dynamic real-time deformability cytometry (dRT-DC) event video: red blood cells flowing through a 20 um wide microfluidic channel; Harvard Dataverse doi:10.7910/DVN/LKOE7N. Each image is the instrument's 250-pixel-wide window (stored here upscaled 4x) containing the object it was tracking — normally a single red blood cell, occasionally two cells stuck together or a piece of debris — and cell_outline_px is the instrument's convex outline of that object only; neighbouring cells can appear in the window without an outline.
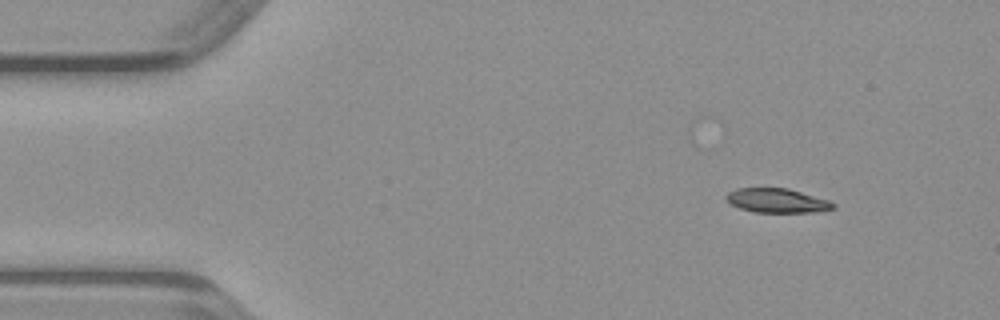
{"species": "common noctule bat (a hibernating species)", "species_latin": "Nyctalus noctula", "temperature_condition": "warm", "stored_images_in_passage": 44, "camera_frame_rate_fps": 3000, "um_per_image_px": 0.085, "animal": {"sex": "male", "body_mass_g": 23.1, "forearm_length_mm": 52.7}, "frame": {"image": 1, "passage_image": 1, "time_ms": 0.0, "image_size_px": [1000, 320], "cell_outline_px": [[836, 208], [816, 212], [752, 212], [740, 208], [724, 200], [724, 196], [728, 192], [736, 188], [788, 188], [828, 200], [836, 204]], "centroid_in_image_um": [66.02, 17.05], "position_along_channel_um": 19.0, "area_um2": 15.2}}
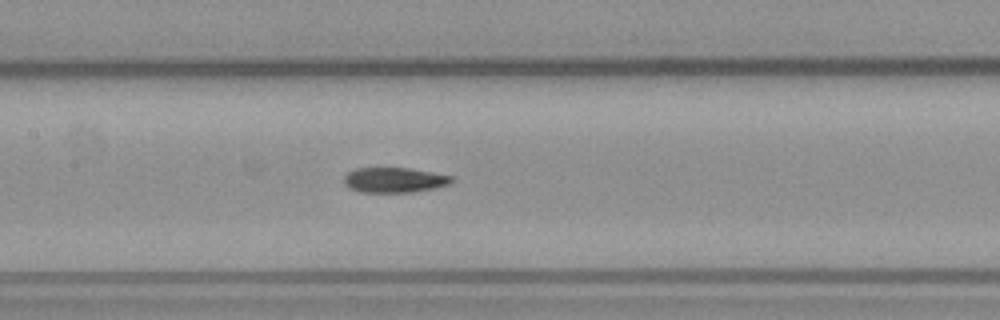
{"frame": {"image": 2, "passage_image": 18, "time_ms": 5.667, "image_size_px": [1000, 320], "cell_outline_px": [[456, 180], [452, 184], [436, 188], [412, 192], [360, 192], [348, 188], [344, 184], [344, 176], [348, 172], [356, 168], [408, 168], [452, 176]], "centroid_in_image_um": [33.54, 15.31], "position_along_channel_um": 173.9, "area_um2": 15.9}}
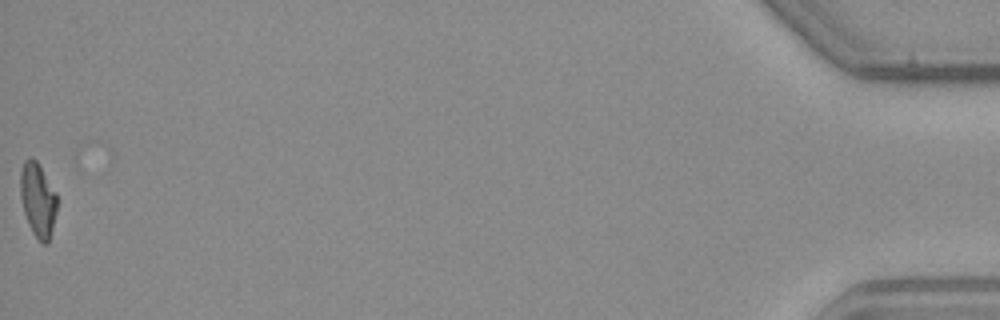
{"frame": {"image": 3, "passage_image": 44, "time_ms": 14.333, "image_size_px": [1000, 320], "cell_outline_px": [[56, 212], [48, 244], [44, 244], [32, 232], [28, 224], [24, 212], [20, 196], [20, 172], [24, 160], [32, 156], [36, 160], [56, 192]], "centroid_in_image_um": [3.2, 16.96], "position_along_channel_um": 432.0, "area_um2": 15.72}}